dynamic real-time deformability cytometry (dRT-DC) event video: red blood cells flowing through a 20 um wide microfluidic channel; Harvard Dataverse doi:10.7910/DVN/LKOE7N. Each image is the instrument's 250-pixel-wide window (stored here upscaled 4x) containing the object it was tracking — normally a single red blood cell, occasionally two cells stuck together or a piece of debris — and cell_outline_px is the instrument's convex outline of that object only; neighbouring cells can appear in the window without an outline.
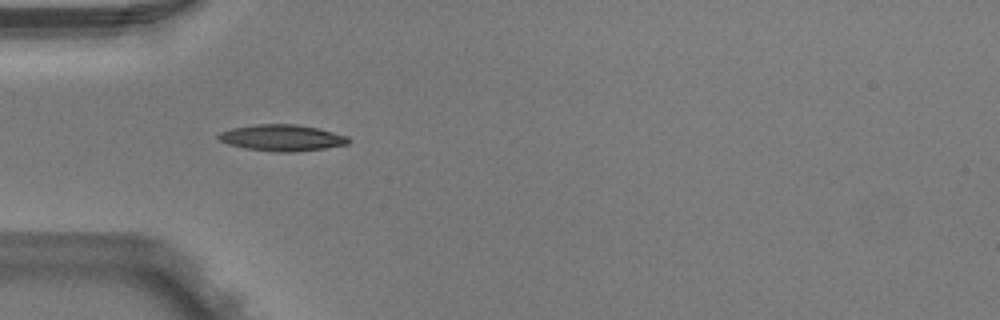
{"species": "Egyptian fruit bat (a non-hibernating species)", "species_latin": "Rousettus aegyptiacus", "temperature_condition": "warm", "stored_images_in_passage": 6, "camera_frame_rate_fps": 3000, "um_per_image_px": 0.085, "animal": {"sex": "male"}, "frame": {"image": 1, "passage_image": 6, "time_ms": 1.667, "image_size_px": [1000, 320], "cell_outline_px": [[348, 144], [324, 148], [296, 152], [272, 152], [244, 148], [228, 144], [220, 140], [216, 136], [220, 132], [232, 128], [256, 124], [296, 124], [316, 128], [348, 136]], "centroid_in_image_um": [23.93, 11.72], "position_along_channel_um": 61.1, "area_um2": 19.88}}